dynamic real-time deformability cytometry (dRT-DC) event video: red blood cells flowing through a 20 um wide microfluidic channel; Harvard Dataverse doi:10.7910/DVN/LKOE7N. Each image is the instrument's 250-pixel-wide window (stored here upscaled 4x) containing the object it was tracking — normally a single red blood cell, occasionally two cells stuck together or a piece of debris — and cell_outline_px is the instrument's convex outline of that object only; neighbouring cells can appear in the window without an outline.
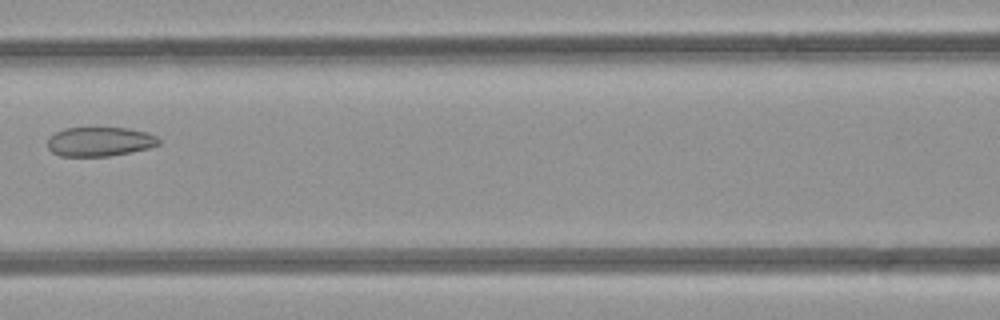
{"species": "common noctule bat (a hibernating species)", "species_latin": "Nyctalus noctula", "temperature_condition": "room temperature", "stored_images_in_passage": 8, "camera_frame_rate_fps": 3000, "um_per_image_px": 0.085, "animal": {"sex": "female", "body_mass_g": 21.9}, "frame": {"image": 1, "passage_image": 7, "time_ms": 8.0, "image_size_px": [1000, 320], "cell_outline_px": [[160, 144], [148, 148], [108, 156], [60, 156], [52, 152], [48, 148], [48, 140], [56, 132], [64, 128], [128, 128], [148, 132], [156, 136], [160, 140]], "centroid_in_image_um": [8.49, 12.03], "position_along_channel_um": 158.1, "area_um2": 18.84}}
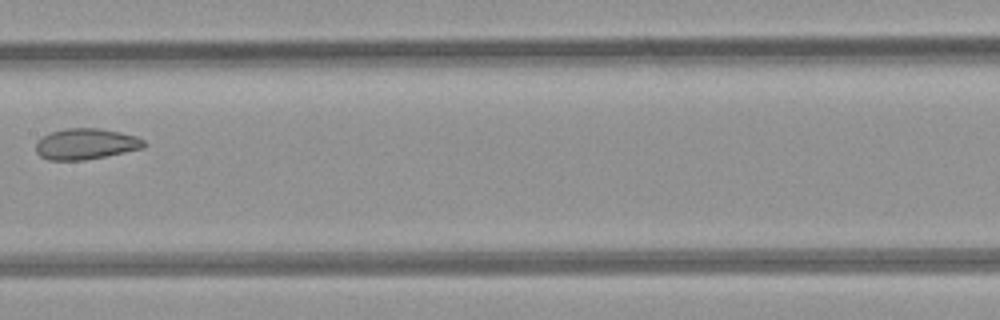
{"frame": {"image": 2, "passage_image": 8, "time_ms": 9.0, "image_size_px": [1000, 320], "cell_outline_px": [[148, 144], [144, 148], [84, 160], [48, 160], [40, 156], [36, 152], [36, 140], [52, 132], [64, 128], [100, 128], [120, 132], [136, 136], [144, 140]], "centroid_in_image_um": [7.3, 12.23], "position_along_channel_um": 200.1, "area_um2": 19.54}}